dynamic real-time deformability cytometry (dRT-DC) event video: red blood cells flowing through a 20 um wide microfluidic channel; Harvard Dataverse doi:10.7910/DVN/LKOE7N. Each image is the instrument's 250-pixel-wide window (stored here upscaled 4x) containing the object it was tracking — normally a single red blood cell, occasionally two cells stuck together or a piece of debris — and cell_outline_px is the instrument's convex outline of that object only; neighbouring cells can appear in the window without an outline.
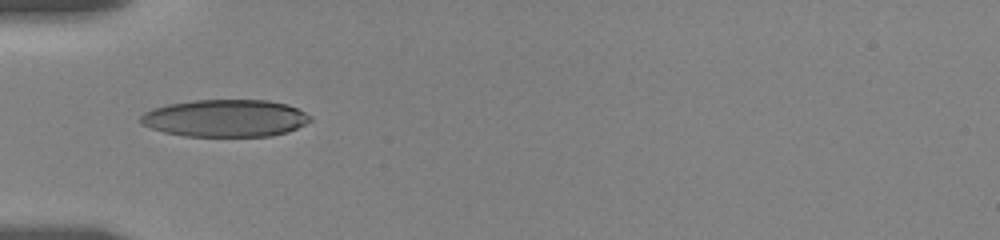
{"species": "human", "species_latin": "Homo sapiens", "temperature_condition": "room temperature", "stored_images_in_passage": 10, "camera_frame_rate_fps": 3000, "um_per_image_px": 0.085, "donor": {"sex": "female"}, "frame": {"image": 1, "passage_image": 1, "time_ms": 0.0, "image_size_px": [1000, 240], "cell_outline_px": [[312, 120], [288, 132], [272, 136], [184, 136], [164, 132], [140, 124], [140, 116], [144, 112], [152, 108], [168, 104], [192, 100], [268, 100], [288, 104], [312, 116]], "centroid_in_image_um": [19.14, 10.04], "position_along_channel_um": 65.9, "area_um2": 37.05}}
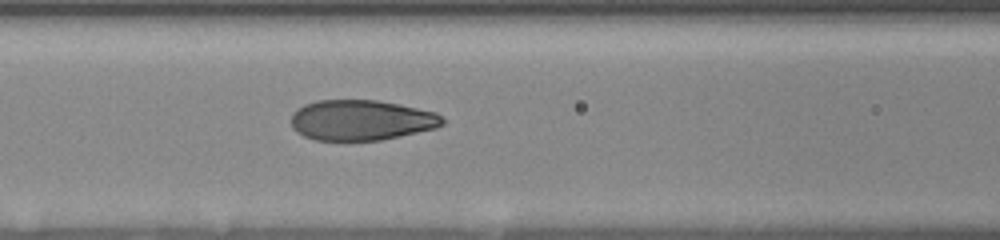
{"frame": {"image": 2, "passage_image": 6, "time_ms": 2.0, "image_size_px": [1000, 240], "cell_outline_px": [[444, 124], [436, 128], [400, 136], [380, 140], [316, 140], [304, 136], [296, 132], [292, 128], [292, 112], [296, 108], [304, 104], [316, 100], [376, 100], [436, 112], [444, 120]], "centroid_in_image_um": [30.67, 10.21], "position_along_channel_um": 135.9, "area_um2": 35.6}}
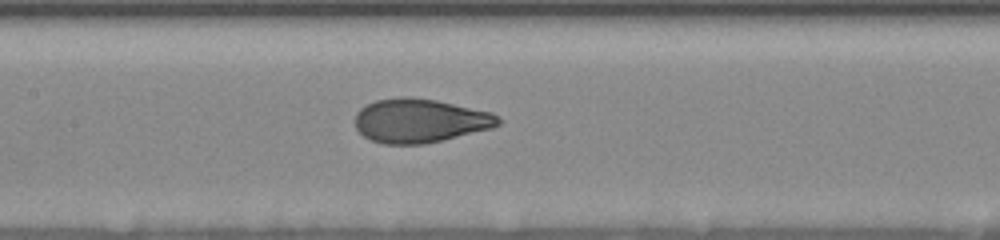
{"frame": {"image": 3, "passage_image": 8, "time_ms": 3.0, "image_size_px": [1000, 240], "cell_outline_px": [[504, 120], [500, 124], [492, 128], [424, 144], [384, 144], [372, 140], [364, 136], [356, 128], [356, 112], [360, 108], [376, 100], [404, 96], [408, 96], [436, 100], [492, 112]], "centroid_in_image_um": [35.71, 10.25], "position_along_channel_um": 171.7, "area_um2": 36.59}}